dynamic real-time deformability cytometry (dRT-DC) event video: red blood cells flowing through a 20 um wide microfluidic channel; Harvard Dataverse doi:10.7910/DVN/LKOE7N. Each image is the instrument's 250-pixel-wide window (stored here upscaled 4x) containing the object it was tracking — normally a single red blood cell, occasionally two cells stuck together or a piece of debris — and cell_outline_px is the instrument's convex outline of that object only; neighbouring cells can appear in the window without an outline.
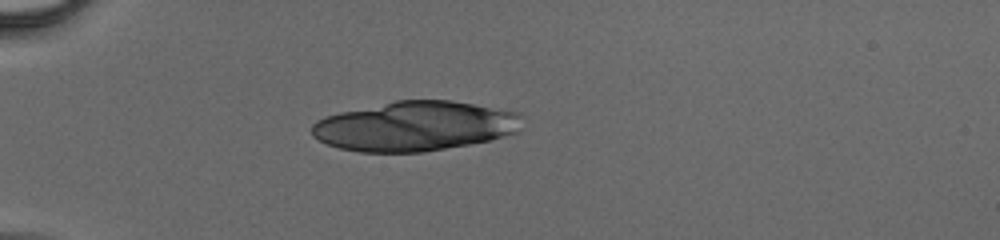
{"species": "human", "species_latin": "Homo sapiens", "temperature_condition": "cold", "stored_images_in_passage": 9, "camera_frame_rate_fps": 3000, "um_per_image_px": 0.085, "donor": {"sex": "male"}, "frame": {"image": 1, "passage_image": 1, "time_ms": 0.0, "image_size_px": [1000, 240], "cell_outline_px": [[520, 116], [516, 132], [488, 140], [468, 144], [420, 152], [360, 152], [340, 148], [328, 144], [312, 136], [312, 124], [316, 120], [324, 116], [340, 112], [396, 100], [452, 100], [520, 112]], "centroid_in_image_um": [35.21, 10.71], "position_along_channel_um": 49.8, "area_um2": 60.4}}